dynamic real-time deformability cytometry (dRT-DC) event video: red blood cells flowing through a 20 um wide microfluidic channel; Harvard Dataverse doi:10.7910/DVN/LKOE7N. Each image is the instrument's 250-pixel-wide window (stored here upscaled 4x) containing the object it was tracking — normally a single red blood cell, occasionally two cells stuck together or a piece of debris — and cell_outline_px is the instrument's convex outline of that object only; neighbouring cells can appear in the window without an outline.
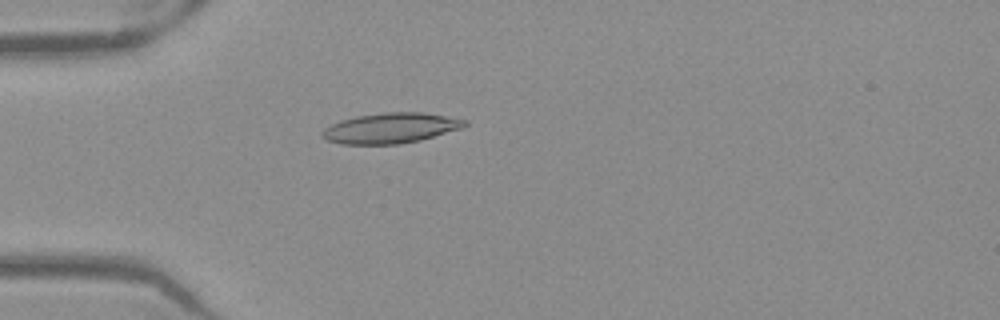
{"species": "Egyptian fruit bat (a non-hibernating species)", "species_latin": "Rousettus aegyptiacus", "temperature_condition": "warm", "stored_images_in_passage": 51, "camera_frame_rate_fps": 3000, "um_per_image_px": 0.085, "frame": {"image": 1, "passage_image": 15, "time_ms": 4.667, "image_size_px": [1000, 320], "cell_outline_px": [[468, 124], [460, 128], [420, 140], [400, 144], [340, 144], [328, 140], [320, 136], [320, 132], [324, 128], [340, 120], [356, 116], [384, 112], [424, 112], [468, 120]], "centroid_in_image_um": [33.17, 10.88], "position_along_channel_um": 51.8, "area_um2": 25.2}}
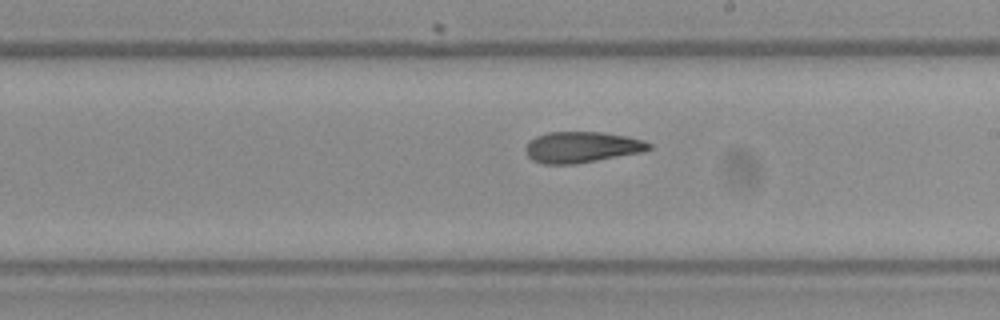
{"frame": {"image": 2, "passage_image": 30, "time_ms": 9.667, "image_size_px": [1000, 320], "cell_outline_px": [[652, 148], [640, 152], [576, 164], [544, 164], [532, 160], [524, 152], [524, 148], [528, 140], [536, 136], [548, 132], [604, 132], [628, 136], [644, 140], [652, 144]], "centroid_in_image_um": [49.42, 12.5], "position_along_channel_um": 239.6, "area_um2": 22.48}}
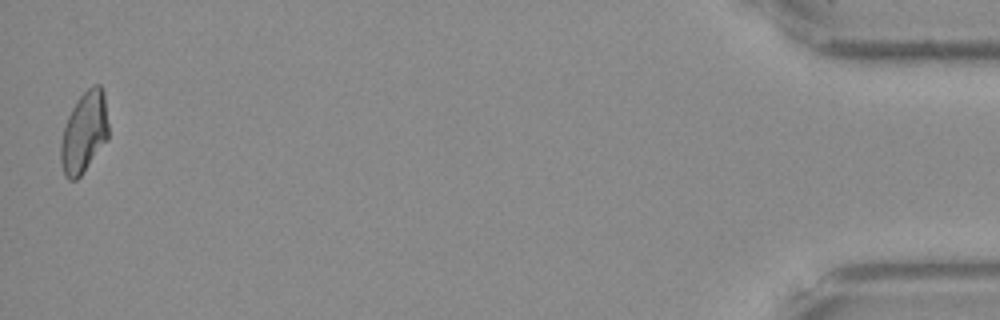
{"frame": {"image": 3, "passage_image": 51, "time_ms": 16.667, "image_size_px": [1000, 320], "cell_outline_px": [[108, 140], [80, 176], [76, 180], [68, 180], [64, 176], [60, 160], [60, 144], [64, 128], [68, 116], [76, 100], [92, 84], [100, 84], [104, 92], [108, 124]], "centroid_in_image_um": [7.15, 11.25], "position_along_channel_um": 428.0, "area_um2": 22.66}, "authors_computed_cell_mechanics": {"area_um2": 22.9466, "velocity_mm_per_s": 3.9726, "shape_relaxation_time_tau1_ms": null, "shape_relaxation_time_tau2_ms": 3.7564, "deformation_change_tau1": null, "deformation_change_tau2": 0.0987}}